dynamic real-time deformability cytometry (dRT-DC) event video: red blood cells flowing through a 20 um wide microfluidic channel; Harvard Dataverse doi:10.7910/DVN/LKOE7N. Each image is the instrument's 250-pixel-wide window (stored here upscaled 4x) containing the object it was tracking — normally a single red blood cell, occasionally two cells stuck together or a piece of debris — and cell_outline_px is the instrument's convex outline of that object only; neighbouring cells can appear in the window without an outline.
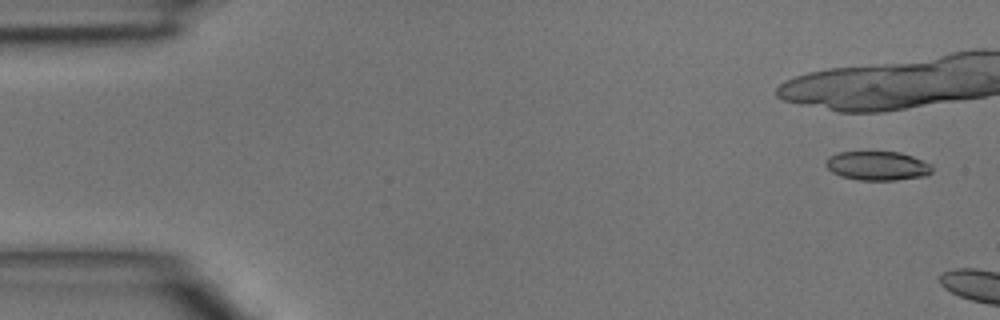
{"species": "common noctule bat (a hibernating species)", "species_latin": "Nyctalus noctula", "temperature_condition": "room temperature", "stored_images_in_passage": 8, "camera_frame_rate_fps": 3000, "um_per_image_px": 0.085, "animal": {"sex": "male", "body_mass_g": 15.6}, "frame": {"image": 1, "passage_image": 2, "time_ms": 0.333, "image_size_px": [1000, 320], "cell_outline_px": [[932, 172], [928, 176], [896, 180], [860, 180], [840, 176], [832, 172], [824, 164], [828, 156], [840, 152], [900, 152], [912, 156], [932, 164]], "centroid_in_image_um": [74.6, 14.1], "position_along_channel_um": 10.4, "area_um2": 18.15}}